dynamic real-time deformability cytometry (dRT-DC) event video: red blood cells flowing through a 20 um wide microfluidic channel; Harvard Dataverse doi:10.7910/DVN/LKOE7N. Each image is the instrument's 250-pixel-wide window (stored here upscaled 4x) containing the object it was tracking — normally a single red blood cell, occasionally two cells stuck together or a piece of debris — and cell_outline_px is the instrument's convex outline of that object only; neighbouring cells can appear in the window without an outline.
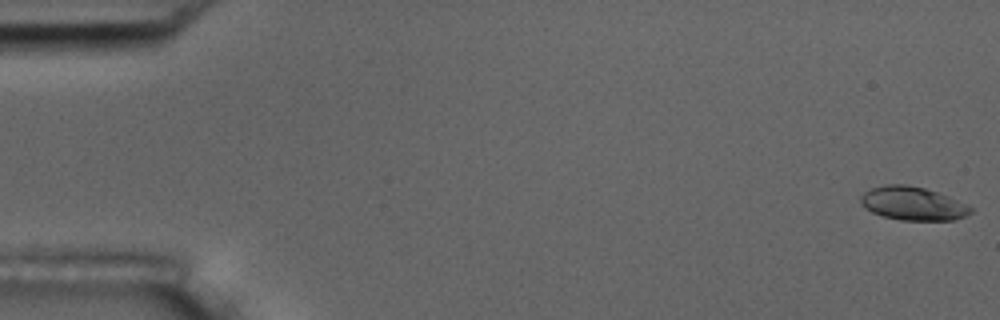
{"species": "common noctule bat (a hibernating species)", "species_latin": "Nyctalus noctula", "temperature_condition": "room temperature", "stored_images_in_passage": 5, "camera_frame_rate_fps": 3000, "um_per_image_px": 0.085, "animal": {"sex": "male", "body_mass_g": 17.5, "forearm_length_mm": 52.3}, "frame": {"image": 1, "passage_image": 1, "time_ms": 0.0, "image_size_px": [1000, 320], "cell_outline_px": [[972, 212], [956, 220], [900, 220], [884, 216], [872, 212], [864, 208], [860, 204], [860, 196], [864, 192], [872, 188], [884, 184], [908, 184], [924, 188], [948, 196], [972, 208]], "centroid_in_image_um": [77.54, 17.29], "position_along_channel_um": 7.5, "area_um2": 21.39}}
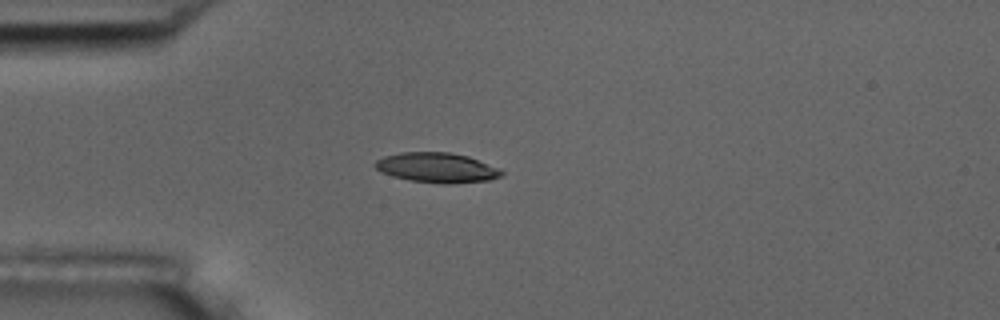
{"frame": {"image": 2, "passage_image": 5, "time_ms": 4.667, "image_size_px": [1000, 320], "cell_outline_px": [[504, 172], [500, 176], [488, 180], [448, 184], [444, 184], [408, 180], [392, 176], [376, 168], [372, 164], [376, 160], [384, 156], [400, 152], [448, 152], [468, 156], [500, 168]], "centroid_in_image_um": [37.13, 14.24], "position_along_channel_um": 47.9, "area_um2": 22.02}}